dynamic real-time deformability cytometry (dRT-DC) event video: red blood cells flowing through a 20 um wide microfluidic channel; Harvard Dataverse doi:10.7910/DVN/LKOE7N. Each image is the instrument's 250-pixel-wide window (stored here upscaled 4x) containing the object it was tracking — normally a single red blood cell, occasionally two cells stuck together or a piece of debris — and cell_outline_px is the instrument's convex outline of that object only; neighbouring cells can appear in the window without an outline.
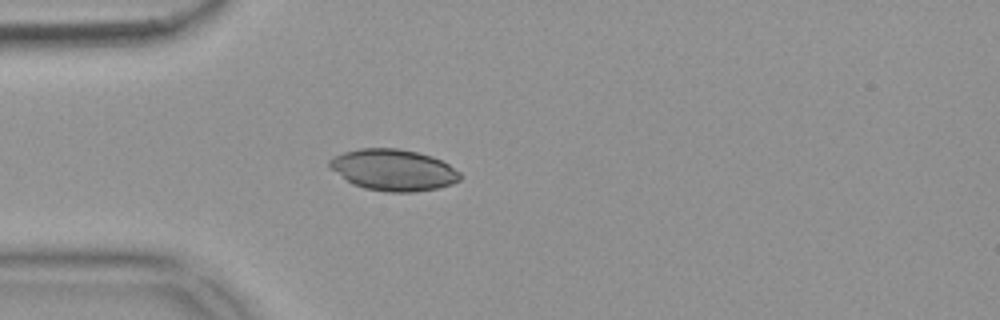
{"species": "common noctule bat (a hibernating species)", "species_latin": "Nyctalus noctula", "temperature_condition": "warm", "stored_images_in_passage": 40, "camera_frame_rate_fps": 3000, "um_per_image_px": 0.085, "animal": {"sex": "female", "body_mass_g": 18.4}, "frame": {"image": 1, "passage_image": 1, "time_ms": 0.0, "image_size_px": [1000, 320], "cell_outline_px": [[460, 180], [452, 184], [436, 188], [412, 192], [388, 192], [364, 188], [352, 184], [328, 168], [328, 160], [344, 152], [360, 148], [400, 148], [432, 156], [448, 164], [460, 172]], "centroid_in_image_um": [33.41, 14.44], "position_along_channel_um": 51.6, "area_um2": 31.5}}
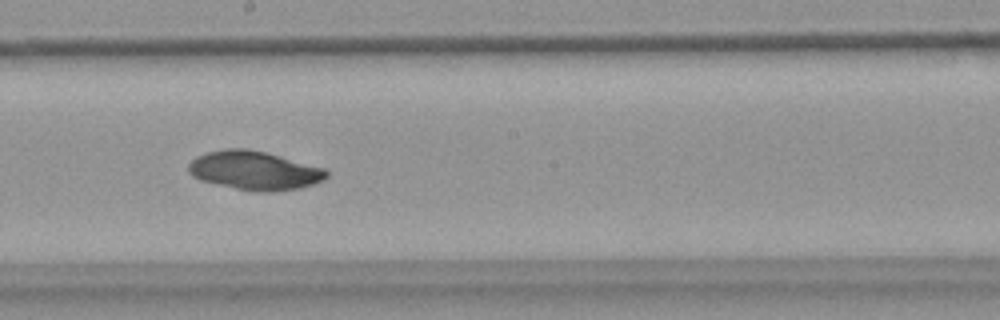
{"frame": {"image": 2, "passage_image": 16, "time_ms": 5.0, "image_size_px": [1000, 320], "cell_outline_px": [[328, 176], [324, 180], [300, 188], [272, 192], [252, 192], [200, 180], [192, 176], [188, 172], [188, 164], [196, 156], [208, 152], [228, 148], [248, 148], [264, 152], [324, 168], [328, 172]], "centroid_in_image_um": [21.61, 14.5], "position_along_channel_um": 226.6, "area_um2": 31.15}}
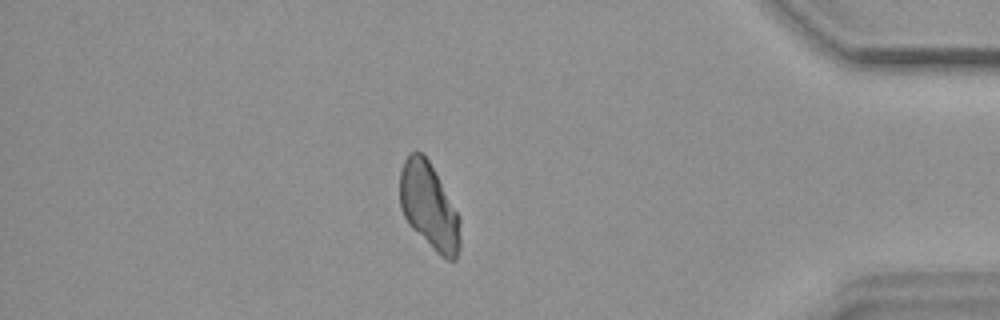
{"frame": {"image": 3, "passage_image": 33, "time_ms": 10.667, "image_size_px": [1000, 320], "cell_outline_px": [[460, 248], [456, 260], [448, 260], [440, 256], [408, 224], [400, 208], [400, 172], [404, 160], [408, 152], [420, 152], [428, 160], [456, 212], [460, 220]], "centroid_in_image_um": [36.45, 17.57], "position_along_channel_um": 398.8, "area_um2": 29.88}}